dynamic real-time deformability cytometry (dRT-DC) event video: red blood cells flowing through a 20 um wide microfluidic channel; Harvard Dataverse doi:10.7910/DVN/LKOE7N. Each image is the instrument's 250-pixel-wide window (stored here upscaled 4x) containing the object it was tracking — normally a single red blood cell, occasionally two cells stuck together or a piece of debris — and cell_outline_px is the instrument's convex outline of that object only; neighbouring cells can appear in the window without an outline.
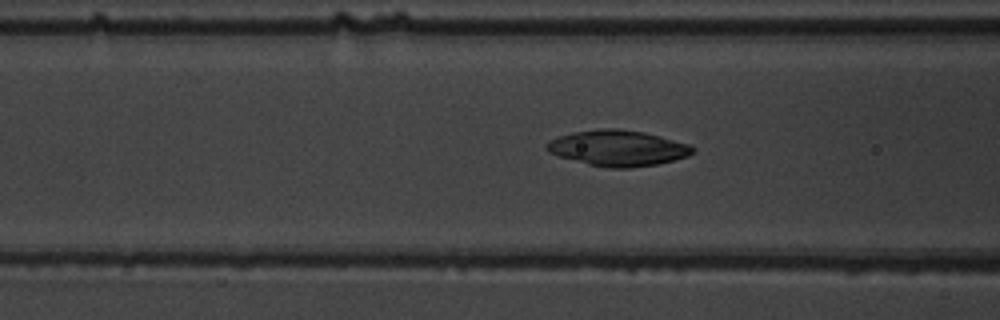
{"species": "common noctule bat (a hibernating species)", "species_latin": "Nyctalus noctula", "temperature_condition": "warm", "stored_images_in_passage": 45, "camera_frame_rate_fps": 3000, "um_per_image_px": 0.085, "animal": {"sex": "male", "body_mass_g": 19.5, "forearm_length_mm": 54.6}, "frame": {"image": 1, "passage_image": 13, "time_ms": 4.0, "image_size_px": [1000, 320], "cell_outline_px": [[696, 148], [688, 156], [656, 164], [628, 168], [612, 168], [588, 164], [560, 156], [548, 152], [544, 148], [544, 144], [548, 140], [572, 132], [600, 128], [616, 128], [644, 132], [660, 136], [688, 144]], "centroid_in_image_um": [52.47, 12.57], "position_along_channel_um": 114.1, "area_um2": 30.29}}
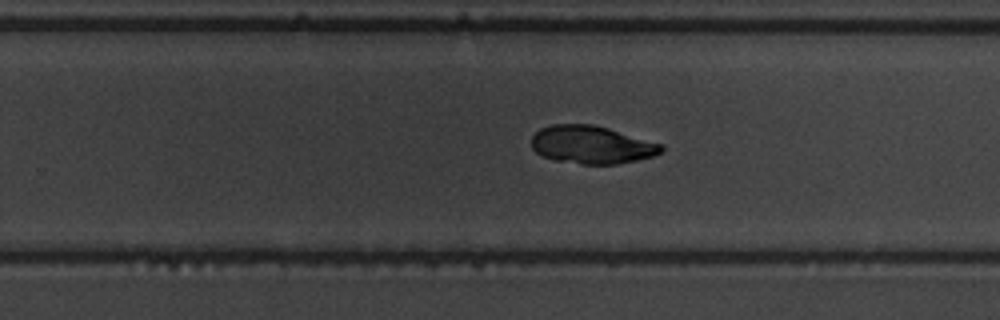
{"frame": {"image": 2, "passage_image": 26, "time_ms": 8.333, "image_size_px": [1000, 320], "cell_outline_px": [[664, 152], [652, 156], [636, 160], [616, 164], [580, 164], [556, 160], [544, 156], [536, 152], [532, 148], [532, 136], [540, 128], [552, 124], [592, 124], [608, 128], [660, 144], [664, 148]], "centroid_in_image_um": [50.26, 12.3], "position_along_channel_um": 279.5, "area_um2": 28.44}}
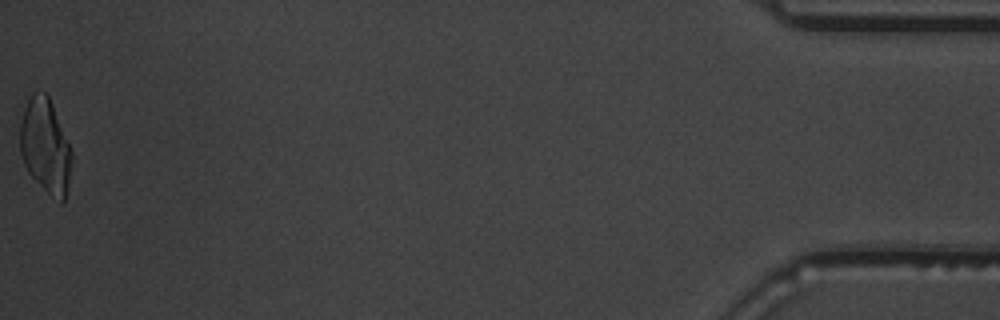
{"frame": {"image": 3, "passage_image": 45, "time_ms": 14.667, "image_size_px": [1000, 320], "cell_outline_px": [[72, 156], [68, 184], [64, 200], [60, 204], [28, 172], [24, 164], [20, 152], [20, 124], [24, 108], [28, 96], [32, 92], [44, 92], [48, 96], [52, 104], [72, 152]], "centroid_in_image_um": [3.84, 12.39], "position_along_channel_um": 431.4, "area_um2": 28.09}, "authors_computed_cell_mechanics": {"area_um2": 29.0156, "velocity_mm_per_s": 3.8211, "shape_relaxation_time_tau1_ms": 6.2679, "shape_relaxation_time_tau2_ms": 6.2061, "deformation_change_tau1": 0.0907, "deformation_change_tau2": 0.0894}}